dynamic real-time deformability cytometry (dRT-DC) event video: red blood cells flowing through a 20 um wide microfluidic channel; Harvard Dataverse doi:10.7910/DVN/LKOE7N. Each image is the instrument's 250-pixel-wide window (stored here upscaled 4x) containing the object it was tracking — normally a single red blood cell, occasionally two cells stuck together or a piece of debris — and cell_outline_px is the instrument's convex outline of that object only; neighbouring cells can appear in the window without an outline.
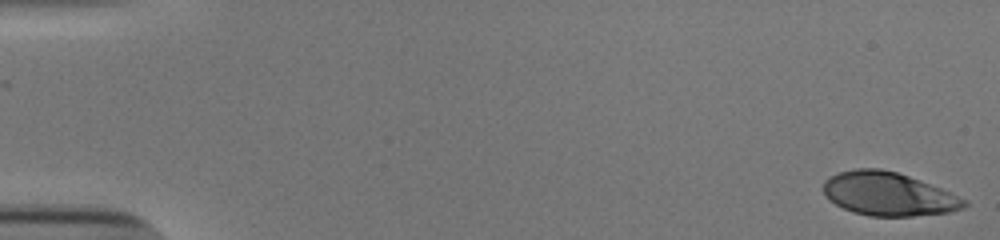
{"species": "human", "species_latin": "Homo sapiens", "temperature_condition": "cold", "stored_images_in_passage": 53, "camera_frame_rate_fps": 3000, "um_per_image_px": 0.085, "donor": {"sex": "male"}, "frame": {"image": 1, "passage_image": 1, "time_ms": 0.0, "image_size_px": [1000, 240], "cell_outline_px": [[968, 204], [964, 208], [948, 212], [912, 216], [868, 216], [852, 212], [828, 200], [824, 196], [824, 180], [840, 172], [856, 168], [880, 168], [896, 172], [920, 180], [940, 188], [968, 200]], "centroid_in_image_um": [75.51, 16.49], "position_along_channel_um": 9.5, "area_um2": 35.6}}
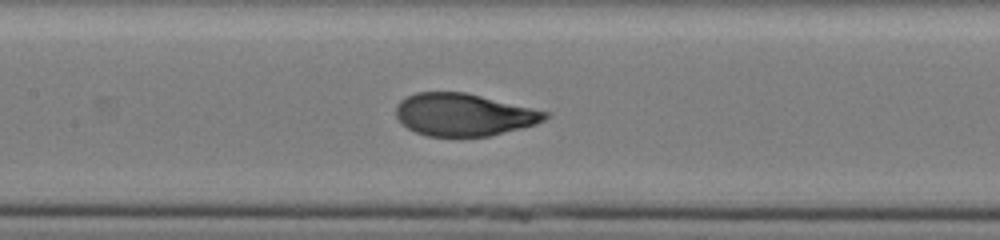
{"frame": {"image": 2, "passage_image": 26, "time_ms": 8.333, "image_size_px": [1000, 240], "cell_outline_px": [[548, 116], [544, 120], [536, 124], [488, 136], [428, 136], [416, 132], [400, 124], [396, 116], [396, 108], [400, 100], [416, 92], [464, 92], [548, 112]], "centroid_in_image_um": [39.36, 9.75], "position_along_channel_um": 168.0, "area_um2": 36.47}}
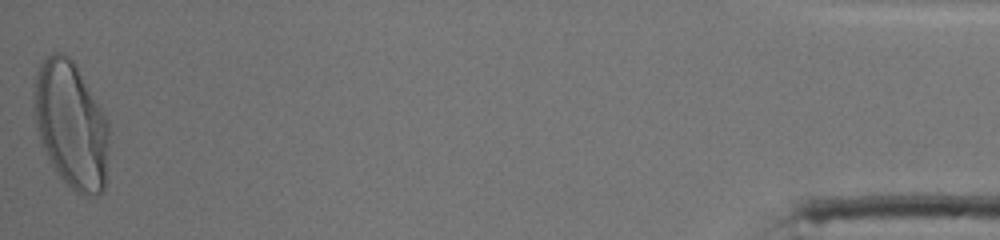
{"frame": {"image": 3, "passage_image": 53, "time_ms": 17.333, "image_size_px": [1000, 240], "cell_outline_px": [[108, 140], [104, 188], [96, 196], [84, 196], [76, 192], [60, 176], [48, 156], [44, 148], [36, 128], [36, 72], [40, 64], [52, 52], [60, 52], [68, 56], [76, 64], [108, 120]], "centroid_in_image_um": [6.07, 10.6], "position_along_channel_um": 429.1, "area_um2": 54.22}, "authors_computed_cell_mechanics": {"area_um2": 37.4544, "velocity_mm_per_s": 3.8807, "shape_relaxation_time_tau1_ms": 4.4804, "shape_relaxation_time_tau2_ms": null, "deformation_change_tau1": 0.2292, "deformation_change_tau2": null}}